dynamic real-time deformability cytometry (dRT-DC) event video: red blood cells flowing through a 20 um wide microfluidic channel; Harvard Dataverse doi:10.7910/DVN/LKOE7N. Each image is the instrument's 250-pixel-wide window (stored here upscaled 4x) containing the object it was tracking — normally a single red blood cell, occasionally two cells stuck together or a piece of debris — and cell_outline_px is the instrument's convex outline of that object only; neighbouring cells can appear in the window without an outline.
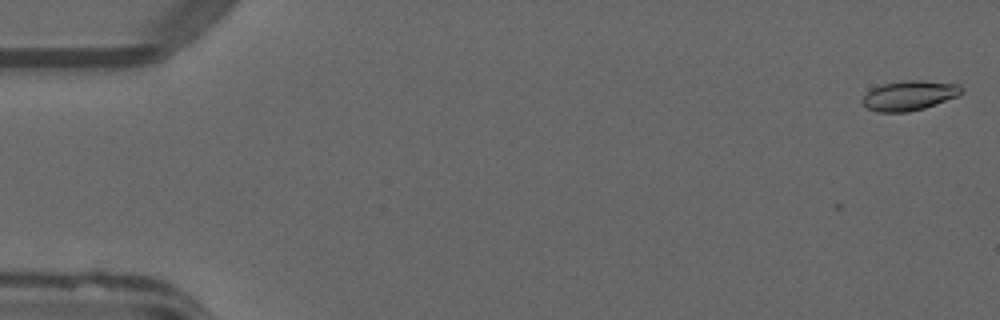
{"species": "common noctule bat (a hibernating species)", "species_latin": "Nyctalus noctula", "temperature_condition": "warm", "stored_images_in_passage": 51, "camera_frame_rate_fps": 3000, "um_per_image_px": 0.085, "animal": {"sex": "male", "forearm_length_mm": 52.5}, "frame": {"image": 1, "passage_image": 1, "time_ms": 0.0, "image_size_px": [1000, 320], "cell_outline_px": [[964, 92], [960, 96], [924, 108], [908, 112], [876, 112], [868, 108], [860, 100], [872, 88], [880, 84], [904, 80], [924, 80], [960, 84], [964, 88]], "centroid_in_image_um": [77.34, 8.11], "position_along_channel_um": 7.7, "area_um2": 17.51}}
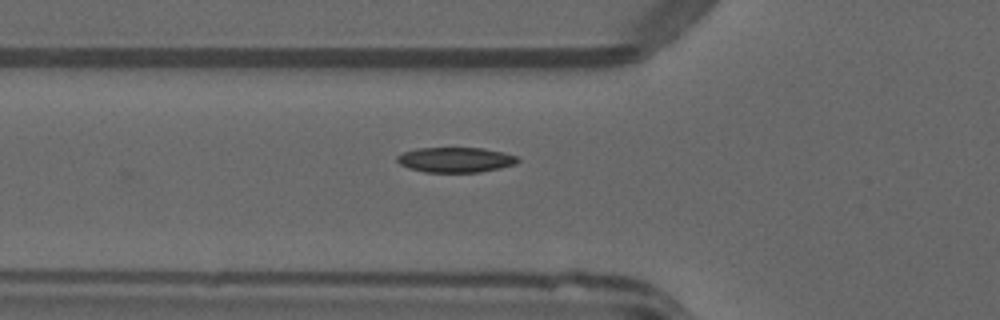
{"frame": {"image": 2, "passage_image": 18, "time_ms": 5.667, "image_size_px": [1000, 320], "cell_outline_px": [[520, 160], [516, 164], [500, 168], [480, 172], [424, 172], [408, 168], [400, 164], [396, 160], [396, 156], [404, 152], [416, 148], [484, 148], [504, 152], [516, 156]], "centroid_in_image_um": [38.72, 13.58], "position_along_channel_um": 87.1, "area_um2": 17.74}}
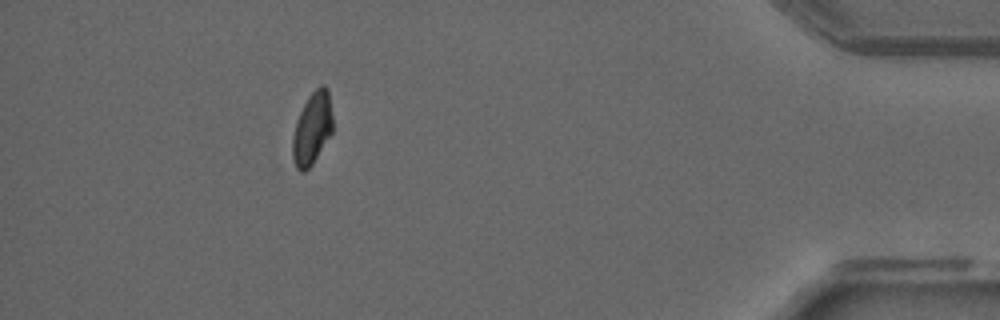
{"frame": {"image": 3, "passage_image": 46, "time_ms": 15.0, "image_size_px": [1000, 320], "cell_outline_px": [[332, 132], [312, 164], [304, 172], [300, 172], [296, 168], [292, 156], [292, 140], [296, 124], [300, 112], [308, 96], [320, 84], [324, 84], [328, 88], [332, 116]], "centroid_in_image_um": [26.53, 10.91], "position_along_channel_um": 408.7, "area_um2": 16.76}, "authors_computed_cell_mechanics": {"area_um2": 17.34, "velocity_mm_per_s": 4.0381, "shape_relaxation_time_tau1_ms": null, "shape_relaxation_time_tau2_ms": 1.8864, "deformation_change_tau1": null, "deformation_change_tau2": 0.0642}}